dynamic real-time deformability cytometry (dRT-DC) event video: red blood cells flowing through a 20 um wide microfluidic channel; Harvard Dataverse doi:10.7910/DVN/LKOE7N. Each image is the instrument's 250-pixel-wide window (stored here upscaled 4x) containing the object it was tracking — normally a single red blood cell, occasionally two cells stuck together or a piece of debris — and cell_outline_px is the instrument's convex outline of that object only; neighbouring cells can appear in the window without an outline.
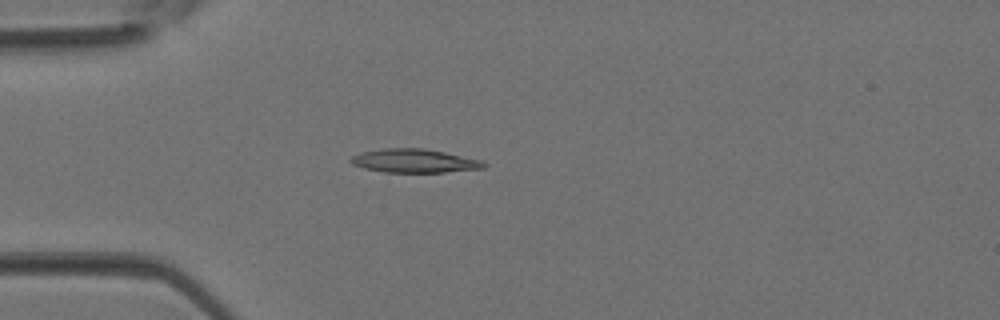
{"species": "Egyptian fruit bat (a non-hibernating species)", "species_latin": "Rousettus aegyptiacus", "temperature_condition": "room temperature", "stored_images_in_passage": 3, "camera_frame_rate_fps": 3000, "um_per_image_px": 0.085, "animal": {"sex": "female"}, "frame": {"image": 1, "passage_image": 3, "time_ms": 0.667, "image_size_px": [1000, 320], "cell_outline_px": [[488, 164], [484, 168], [444, 172], [384, 172], [364, 168], [352, 164], [348, 160], [352, 156], [360, 152], [384, 148], [420, 148], [444, 152], [480, 160]], "centroid_in_image_um": [35.17, 13.67], "position_along_channel_um": 49.8, "area_um2": 18.21}}